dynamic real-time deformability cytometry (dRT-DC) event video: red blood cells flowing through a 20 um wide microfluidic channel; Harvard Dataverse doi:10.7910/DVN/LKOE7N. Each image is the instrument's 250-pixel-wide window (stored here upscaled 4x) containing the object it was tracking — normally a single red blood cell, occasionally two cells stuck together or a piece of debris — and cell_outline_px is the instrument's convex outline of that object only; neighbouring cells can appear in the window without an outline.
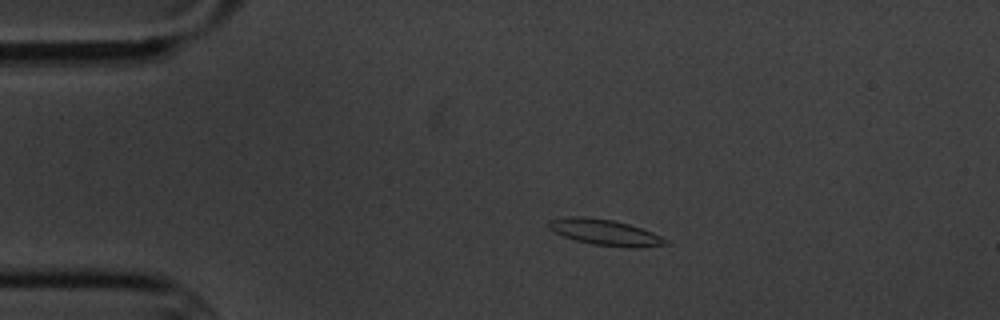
{"species": "common noctule bat (a hibernating species)", "species_latin": "Nyctalus noctula", "temperature_condition": "cold", "stored_images_in_passage": 14, "camera_frame_rate_fps": 3000, "um_per_image_px": 0.085, "animal": {"sex": "male", "body_mass_g": 20.1, "forearm_length_mm": 53.5}, "frame": {"image": 1, "passage_image": 2, "time_ms": 2.0, "image_size_px": [1000, 320], "cell_outline_px": [[668, 244], [640, 248], [632, 248], [592, 244], [576, 240], [564, 236], [548, 228], [548, 220], [568, 216], [584, 216], [612, 220], [628, 224], [652, 232], [668, 240]], "centroid_in_image_um": [51.42, 19.75], "position_along_channel_um": 33.6, "area_um2": 17.57}}
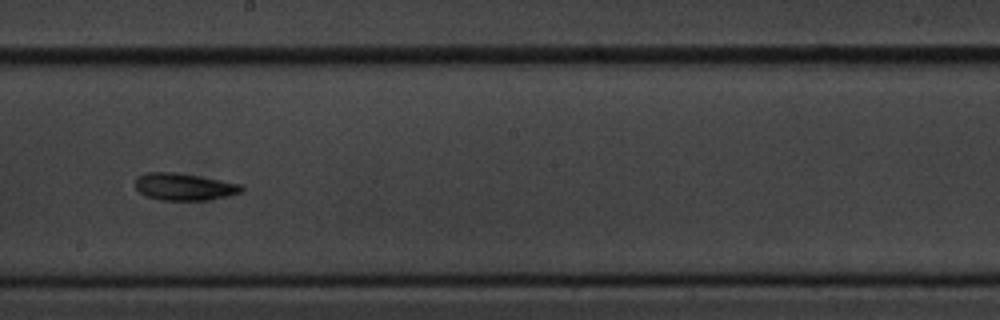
{"frame": {"image": 2, "passage_image": 8, "time_ms": 9.0, "image_size_px": [1000, 320], "cell_outline_px": [[244, 188], [240, 192], [228, 196], [208, 200], [160, 200], [144, 196], [136, 188], [136, 176], [148, 172], [172, 172], [200, 176], [240, 184]], "centroid_in_image_um": [15.62, 15.88], "position_along_channel_um": 232.6, "area_um2": 16.76}}
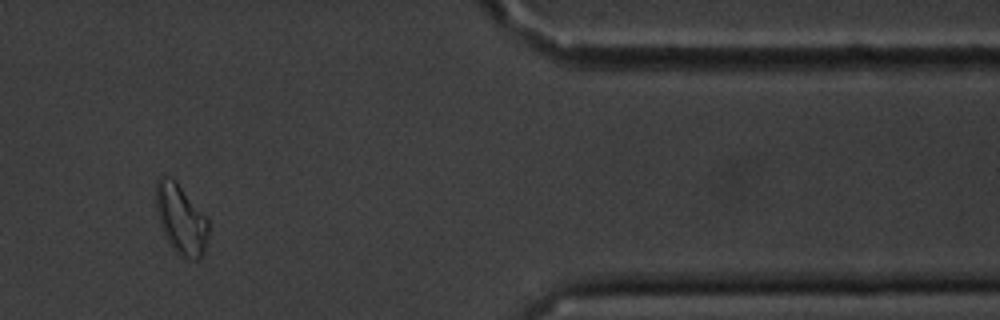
{"frame": {"image": 3, "passage_image": 12, "time_ms": 14.667, "image_size_px": [1000, 320], "cell_outline_px": [[208, 232], [204, 252], [200, 260], [192, 260], [180, 256], [176, 252], [164, 236], [160, 224], [156, 208], [156, 180], [164, 172], [176, 180], [208, 220]], "centroid_in_image_um": [15.36, 18.61], "position_along_channel_um": 396.0, "area_um2": 21.5}, "authors_computed_cell_mechanics": {"area_um2": 16.8776, "velocity_mm_per_s": 3.4274, "shape_relaxation_time_tau1_ms": 3.8853, "shape_relaxation_time_tau2_ms": 7.7011, "deformation_change_tau1": 0.1078, "deformation_change_tau2": 0.1573}}